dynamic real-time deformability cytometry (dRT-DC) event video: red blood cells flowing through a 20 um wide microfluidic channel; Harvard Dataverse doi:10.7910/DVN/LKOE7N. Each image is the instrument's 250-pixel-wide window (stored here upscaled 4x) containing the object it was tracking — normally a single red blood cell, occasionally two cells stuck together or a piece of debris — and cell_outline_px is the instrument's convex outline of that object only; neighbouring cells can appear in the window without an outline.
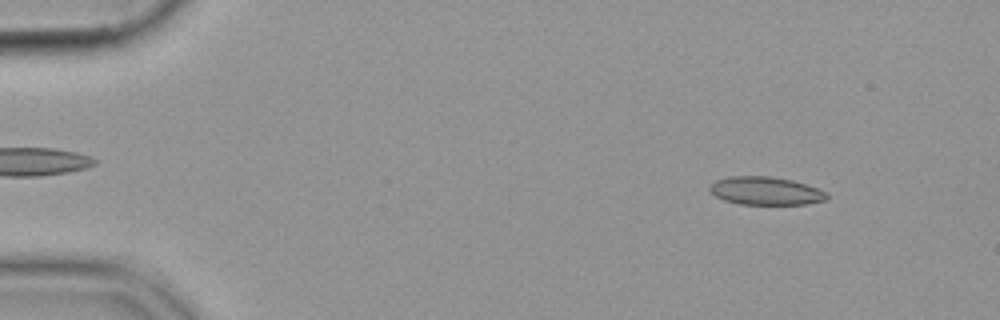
{"species": "common noctule bat (a hibernating species)", "species_latin": "Nyctalus noctula", "temperature_condition": "cold", "stored_images_in_passage": 54, "camera_frame_rate_fps": 3000, "um_per_image_px": 0.085, "animal": {"sex": "female", "body_mass_g": 19.9}, "frame": {"image": 1, "passage_image": 6, "time_ms": 1.667, "image_size_px": [1000, 320], "cell_outline_px": [[828, 196], [824, 200], [804, 204], [740, 204], [724, 200], [716, 196], [708, 188], [716, 180], [732, 176], [772, 176], [792, 180], [816, 188], [824, 192]], "centroid_in_image_um": [65.04, 16.22], "position_along_channel_um": 20.0, "area_um2": 18.84}}
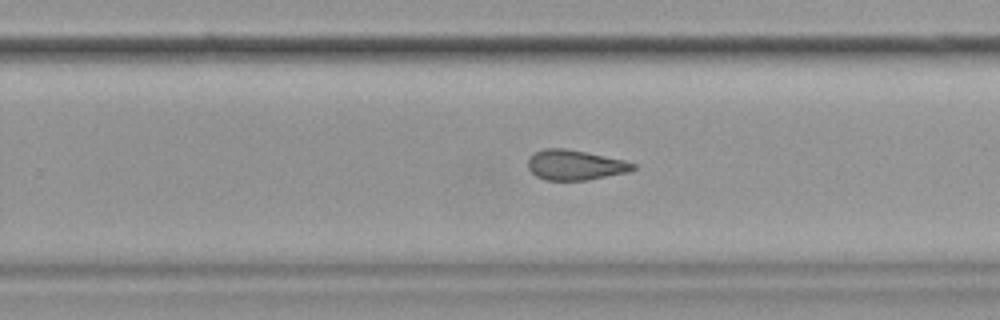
{"frame": {"image": 2, "passage_image": 35, "time_ms": 11.333, "image_size_px": [1000, 320], "cell_outline_px": [[636, 168], [628, 172], [588, 180], [544, 180], [536, 176], [528, 168], [528, 160], [536, 152], [544, 148], [564, 148], [624, 160], [636, 164]], "centroid_in_image_um": [48.88, 14.03], "position_along_channel_um": 280.9, "area_um2": 18.26}}
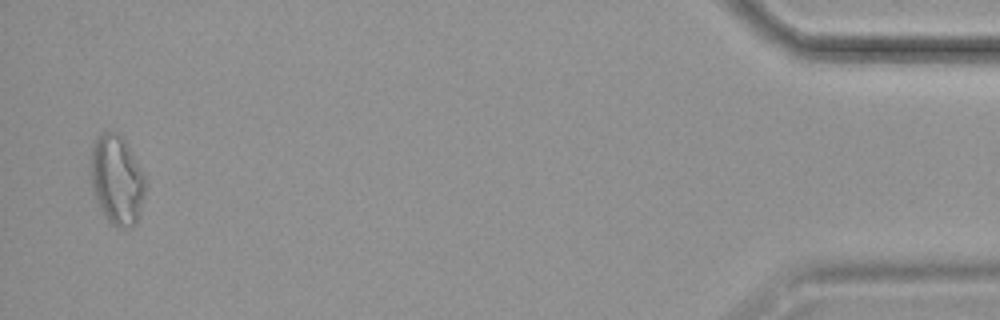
{"frame": {"image": 3, "passage_image": 53, "time_ms": 17.333, "image_size_px": [1000, 320], "cell_outline_px": [[144, 196], [140, 212], [136, 224], [128, 228], [120, 228], [112, 224], [104, 216], [92, 192], [92, 144], [96, 136], [100, 132], [116, 132], [128, 144], [144, 172]], "centroid_in_image_um": [9.94, 15.29], "position_along_channel_um": 425.3, "area_um2": 28.5}}